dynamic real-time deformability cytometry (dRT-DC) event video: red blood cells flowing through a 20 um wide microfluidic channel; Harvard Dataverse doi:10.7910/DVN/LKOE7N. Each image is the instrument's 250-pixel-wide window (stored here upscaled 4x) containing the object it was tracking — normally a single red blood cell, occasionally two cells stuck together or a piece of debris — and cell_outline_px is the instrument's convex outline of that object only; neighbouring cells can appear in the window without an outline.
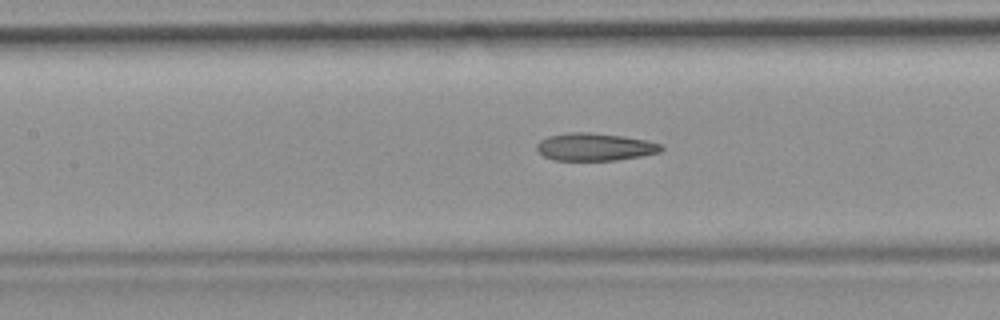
{"species": "common noctule bat (a hibernating species)", "species_latin": "Nyctalus noctula", "temperature_condition": "room temperature", "stored_images_in_passage": 8, "camera_frame_rate_fps": 3000, "um_per_image_px": 0.085, "animal": {"sex": "female", "body_mass_g": 19.9}, "frame": {"image": 1, "passage_image": 8, "time_ms": 2.333, "image_size_px": [1000, 320], "cell_outline_px": [[664, 148], [660, 152], [640, 156], [616, 160], [552, 160], [544, 156], [536, 148], [536, 144], [540, 140], [548, 136], [568, 132], [592, 132], [624, 136], [648, 140], [664, 144]], "centroid_in_image_um": [50.58, 12.47], "position_along_channel_um": 156.8, "area_um2": 20.23}}